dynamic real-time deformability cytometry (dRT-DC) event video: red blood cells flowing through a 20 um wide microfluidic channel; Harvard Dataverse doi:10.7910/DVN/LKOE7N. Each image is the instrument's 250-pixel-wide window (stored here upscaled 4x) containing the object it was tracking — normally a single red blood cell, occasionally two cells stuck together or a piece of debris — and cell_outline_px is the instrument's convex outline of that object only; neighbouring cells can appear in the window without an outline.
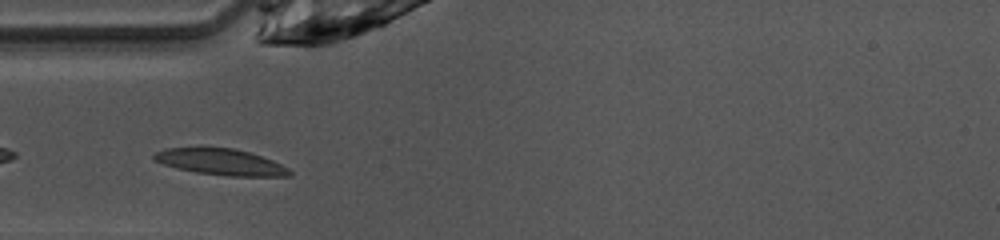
{"species": "common noctule bat (a hibernating species)", "species_latin": "Nyctalus noctula", "temperature_condition": "warm", "stored_images_in_passage": 34, "camera_frame_rate_fps": 3000, "um_per_image_px": 0.085, "animal": {"sex": "female", "body_mass_g": 10.0, "forearm_length_mm": 53.1}, "frame": {"image": 1, "passage_image": 2, "time_ms": 0.333, "image_size_px": [1000, 240], "cell_outline_px": [[292, 176], [228, 176], [196, 172], [176, 168], [164, 164], [156, 160], [152, 156], [156, 152], [168, 148], [232, 148], [248, 152], [272, 160], [288, 168], [292, 172]], "centroid_in_image_um": [18.79, 13.78], "position_along_channel_um": 66.2, "area_um2": 20.35}}
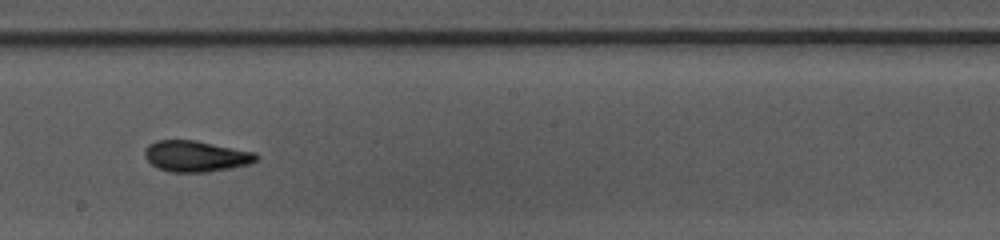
{"frame": {"image": 2, "passage_image": 14, "time_ms": 4.333, "image_size_px": [1000, 240], "cell_outline_px": [[260, 156], [252, 164], [232, 168], [208, 172], [172, 172], [156, 168], [144, 156], [144, 152], [148, 144], [156, 140], [196, 140], [256, 152]], "centroid_in_image_um": [16.68, 13.28], "position_along_channel_um": 231.5, "area_um2": 20.46}}
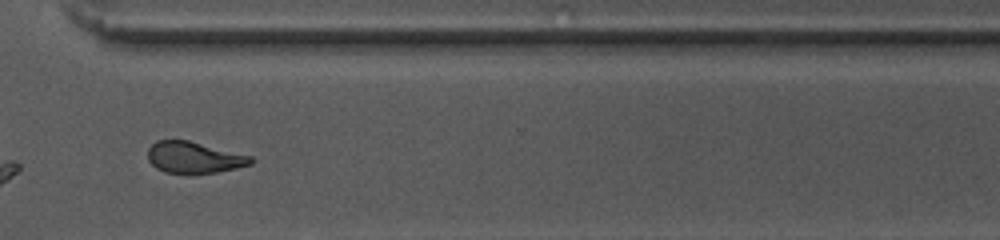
{"frame": {"image": 3, "passage_image": 23, "time_ms": 7.333, "image_size_px": [1000, 240], "cell_outline_px": [[252, 164], [236, 168], [216, 172], [164, 172], [156, 168], [148, 160], [148, 148], [156, 140], [188, 140], [252, 156]], "centroid_in_image_um": [16.48, 13.36], "position_along_channel_um": 354.1, "area_um2": 18.55}, "authors_computed_cell_mechanics": {"area_um2": 19.7098, "velocity_mm_per_s": 4.094, "shape_relaxation_time_tau1_ms": 3.357, "shape_relaxation_time_tau2_ms": 2.0662, "deformation_change_tau1": 0.1426, "deformation_change_tau2": 0.0933}}